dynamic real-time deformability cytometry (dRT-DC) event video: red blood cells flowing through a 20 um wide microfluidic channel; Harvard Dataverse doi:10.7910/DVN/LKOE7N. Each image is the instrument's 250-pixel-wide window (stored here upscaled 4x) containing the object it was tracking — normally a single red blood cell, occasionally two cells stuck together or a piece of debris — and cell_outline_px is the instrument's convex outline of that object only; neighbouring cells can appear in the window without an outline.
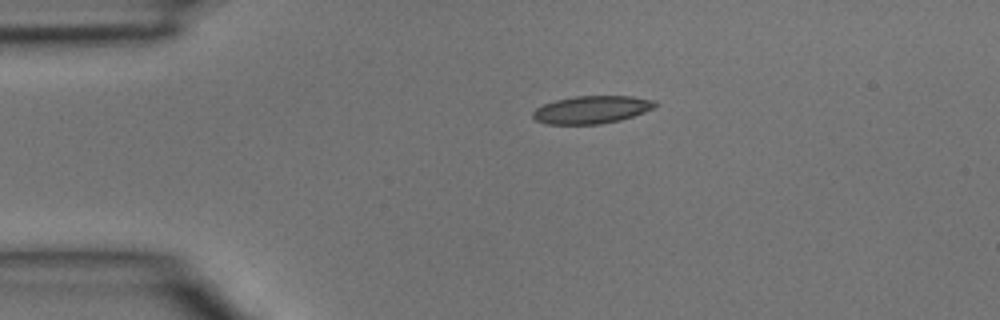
{"species": "common noctule bat (a hibernating species)", "species_latin": "Nyctalus noctula", "temperature_condition": "room temperature", "stored_images_in_passage": 2, "camera_frame_rate_fps": 3000, "um_per_image_px": 0.085, "animal": {"sex": "male", "body_mass_g": 15.6}, "frame": {"image": 1, "passage_image": 1, "time_ms": 0.0, "image_size_px": [1000, 320], "cell_outline_px": [[656, 104], [652, 108], [644, 112], [620, 120], [600, 124], [548, 124], [536, 120], [532, 116], [532, 112], [536, 108], [544, 104], [556, 100], [576, 96], [632, 96], [656, 100]], "centroid_in_image_um": [50.29, 9.32], "position_along_channel_um": 34.7, "area_um2": 19.59}}